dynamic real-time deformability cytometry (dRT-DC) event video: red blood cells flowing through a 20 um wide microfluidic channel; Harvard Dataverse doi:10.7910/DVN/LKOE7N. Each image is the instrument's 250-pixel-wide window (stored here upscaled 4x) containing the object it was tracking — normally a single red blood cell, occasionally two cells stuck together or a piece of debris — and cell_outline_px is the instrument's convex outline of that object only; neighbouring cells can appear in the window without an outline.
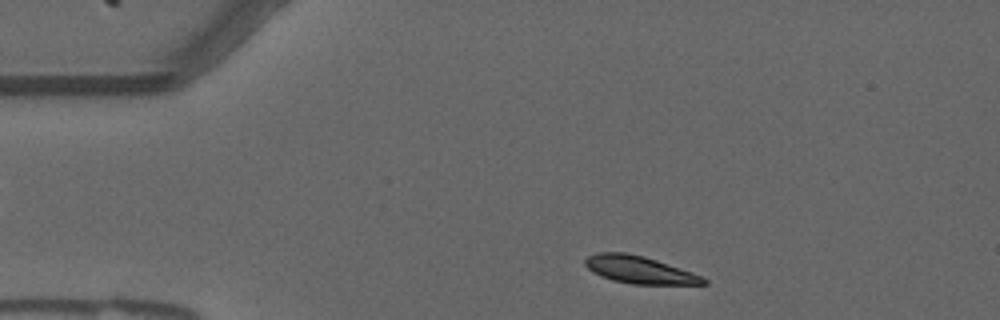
{"species": "common noctule bat (a hibernating species)", "species_latin": "Nyctalus noctula", "temperature_condition": "warm", "stored_images_in_passage": 17, "camera_frame_rate_fps": 3000, "um_per_image_px": 0.085, "animal": {"sex": "male", "forearm_length_mm": 52.5}, "frame": {"image": 1, "passage_image": 3, "time_ms": 0.667, "image_size_px": [1000, 320], "cell_outline_px": [[708, 284], [632, 284], [612, 280], [600, 276], [592, 272], [584, 264], [584, 260], [588, 256], [596, 252], [624, 252], [644, 256], [692, 272], [708, 280]], "centroid_in_image_um": [54.31, 22.93], "position_along_channel_um": 30.7, "area_um2": 18.84}}
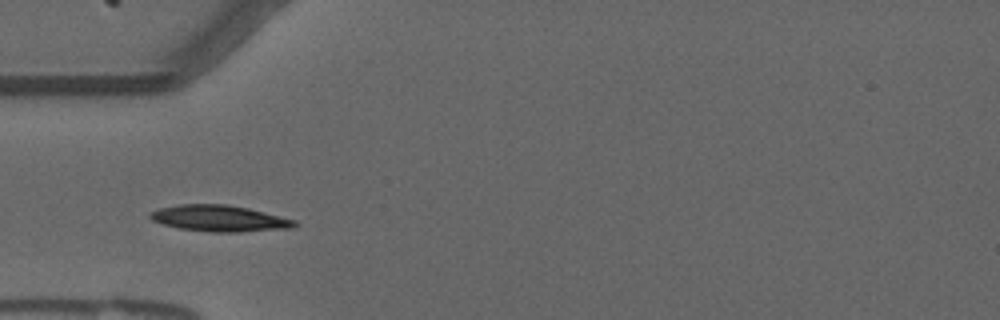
{"frame": {"image": 2, "passage_image": 10, "time_ms": 3.0, "image_size_px": [1000, 320], "cell_outline_px": [[296, 224], [292, 228], [240, 232], [212, 232], [180, 228], [164, 224], [152, 220], [148, 216], [148, 212], [160, 208], [180, 204], [228, 204], [248, 208], [296, 220]], "centroid_in_image_um": [18.63, 18.56], "position_along_channel_um": 66.4, "area_um2": 22.02}}